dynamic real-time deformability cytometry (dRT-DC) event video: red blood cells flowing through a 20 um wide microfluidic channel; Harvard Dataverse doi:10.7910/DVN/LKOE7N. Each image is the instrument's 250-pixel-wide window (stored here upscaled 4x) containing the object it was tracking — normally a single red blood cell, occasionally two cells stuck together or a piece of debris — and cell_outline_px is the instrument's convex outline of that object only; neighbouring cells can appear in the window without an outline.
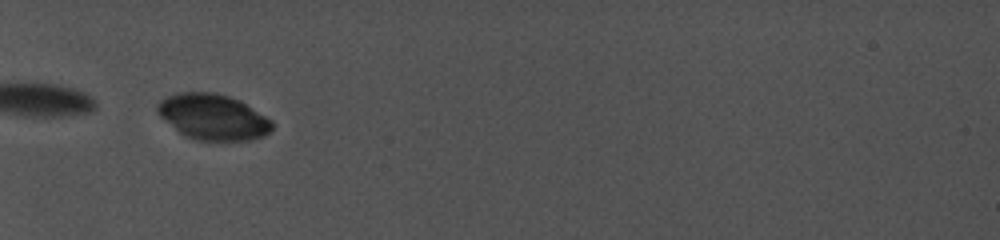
{"species": "common noctule bat (a hibernating species)", "species_latin": "Nyctalus noctula", "temperature_condition": "cold", "stored_images_in_passage": 32, "camera_frame_rate_fps": 5000, "um_per_image_px": 0.085, "animal": {"sex": "female", "body_mass_g": 19.0, "forearm_length_mm": 56.7}, "frame": {"image": 1, "passage_image": 1, "time_ms": 0.0, "image_size_px": [1000, 240], "cell_outline_px": [[272, 128], [264, 136], [252, 140], [220, 144], [196, 140], [184, 136], [160, 116], [156, 108], [168, 96], [184, 92], [208, 92], [228, 96], [244, 104], [272, 120]], "centroid_in_image_um": [18.13, 10.02], "position_along_channel_um": 66.9, "area_um2": 30.63}}